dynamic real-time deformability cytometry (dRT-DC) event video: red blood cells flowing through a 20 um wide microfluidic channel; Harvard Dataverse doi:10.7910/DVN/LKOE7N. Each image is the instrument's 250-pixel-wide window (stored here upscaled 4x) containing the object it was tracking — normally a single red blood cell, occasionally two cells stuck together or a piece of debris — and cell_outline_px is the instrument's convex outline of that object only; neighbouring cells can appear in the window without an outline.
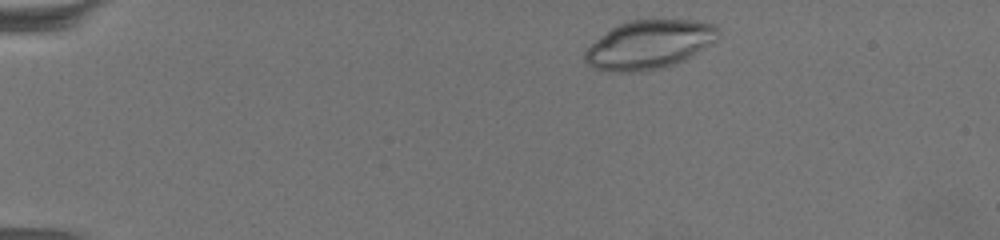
{"species": "common noctule bat (a hibernating species)", "species_latin": "Nyctalus noctula", "temperature_condition": "warm", "stored_images_in_passage": 13, "camera_frame_rate_fps": 3000, "um_per_image_px": 0.085, "animal": {"sex": "female", "body_mass_g": 19.5, "forearm_length_mm": 54.1}, "frame": {"image": 1, "passage_image": 3, "time_ms": 0.667, "image_size_px": [1000, 240], "cell_outline_px": [[716, 28], [692, 52], [676, 60], [664, 64], [644, 68], [596, 68], [584, 56], [588, 48], [592, 44], [612, 28], [620, 24], [636, 20], [684, 20], [708, 24]], "centroid_in_image_um": [54.99, 3.69], "position_along_channel_um": 30.0, "area_um2": 32.95}}